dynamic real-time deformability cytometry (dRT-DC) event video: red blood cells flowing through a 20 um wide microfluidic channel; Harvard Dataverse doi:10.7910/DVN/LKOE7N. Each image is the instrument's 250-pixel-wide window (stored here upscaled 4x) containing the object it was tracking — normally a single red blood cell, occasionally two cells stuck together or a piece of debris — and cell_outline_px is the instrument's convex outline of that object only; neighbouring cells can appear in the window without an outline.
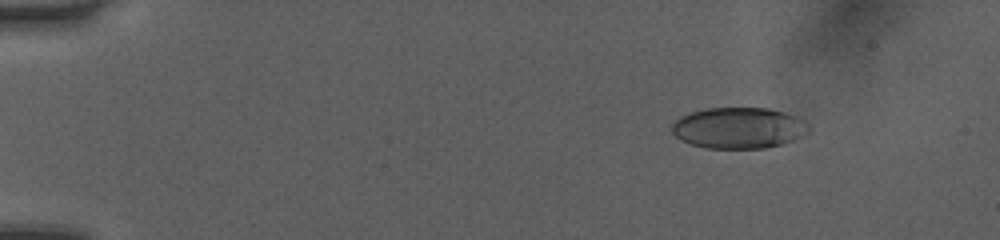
{"species": "human", "species_latin": "Homo sapiens", "temperature_condition": "room temperature", "stored_images_in_passage": 44, "camera_frame_rate_fps": 3000, "um_per_image_px": 0.085, "donor": {"sex": "female"}, "frame": {"image": 1, "passage_image": 6, "time_ms": 1.667, "image_size_px": [1000, 240], "cell_outline_px": [[812, 128], [808, 132], [792, 140], [780, 144], [764, 148], [708, 148], [692, 144], [680, 140], [672, 132], [672, 124], [680, 116], [692, 112], [708, 108], [768, 108], [784, 112], [796, 116], [808, 124]], "centroid_in_image_um": [62.79, 10.87], "position_along_channel_um": 22.2, "area_um2": 32.6}}
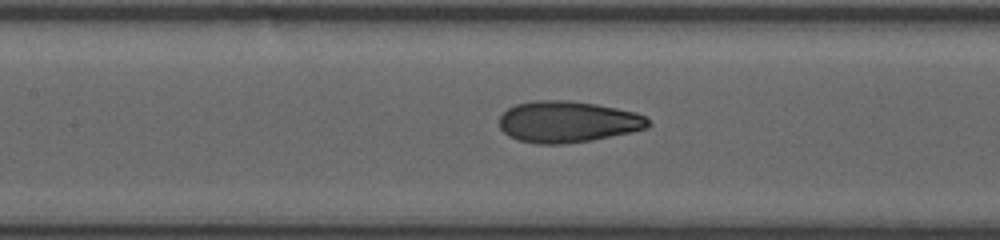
{"frame": {"image": 2, "passage_image": 21, "time_ms": 6.667, "image_size_px": [1000, 240], "cell_outline_px": [[652, 124], [648, 128], [632, 132], [592, 140], [560, 144], [536, 144], [520, 140], [508, 136], [500, 128], [500, 116], [508, 108], [516, 104], [536, 100], [568, 100], [596, 104], [636, 112], [648, 116]], "centroid_in_image_um": [48.3, 10.35], "position_along_channel_um": 159.1, "area_um2": 36.13}}
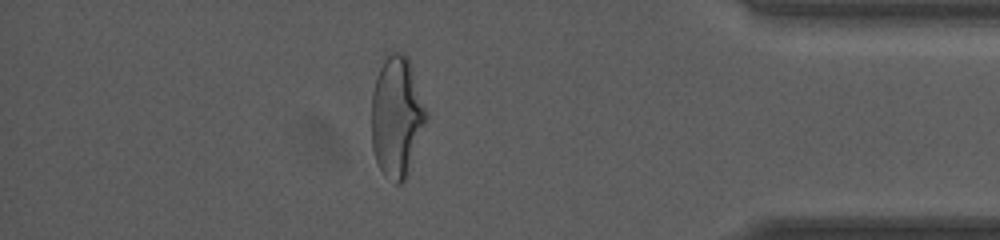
{"frame": {"image": 3, "passage_image": 39, "time_ms": 12.667, "image_size_px": [1000, 240], "cell_outline_px": [[428, 116], [408, 176], [400, 184], [396, 184], [384, 176], [376, 160], [372, 148], [372, 92], [376, 76], [384, 60], [392, 52], [404, 52], [408, 56], [428, 112]], "centroid_in_image_um": [33.74, 9.94], "position_along_channel_um": 401.5, "area_um2": 38.78}, "authors_computed_cell_mechanics": {"area_um2": 35.1424, "velocity_mm_per_s": 4.1056, "shape_relaxation_time_tau1_ms": 5.6774, "shape_relaxation_time_tau2_ms": 0.9881, "deformation_change_tau1": 0.1909, "deformation_change_tau2": 0.0784}}